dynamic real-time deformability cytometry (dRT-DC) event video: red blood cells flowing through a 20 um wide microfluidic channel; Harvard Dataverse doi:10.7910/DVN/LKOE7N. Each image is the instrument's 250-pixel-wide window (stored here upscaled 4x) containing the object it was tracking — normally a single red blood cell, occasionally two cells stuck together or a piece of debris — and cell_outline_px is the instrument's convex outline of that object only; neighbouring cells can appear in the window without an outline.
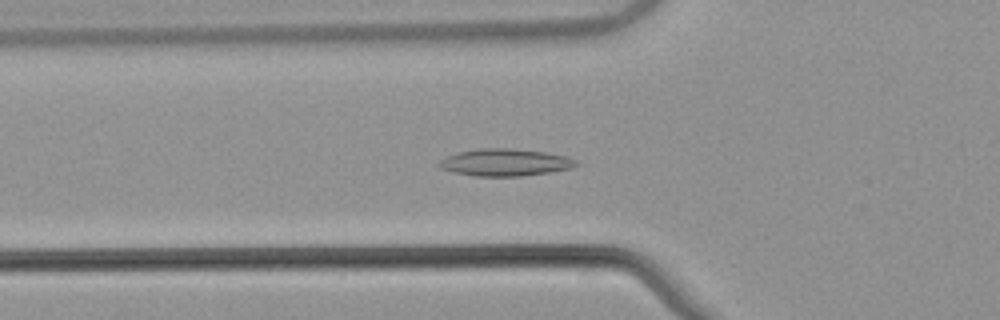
{"species": "common noctule bat (a hibernating species)", "species_latin": "Nyctalus noctula", "temperature_condition": "warm", "stored_images_in_passage": 54, "camera_frame_rate_fps": 3000, "um_per_image_px": 0.085, "animal": {"sex": "male", "body_mass_g": 21.5, "forearm_length_mm": 52.0}, "frame": {"image": 1, "passage_image": 19, "time_ms": 6.0, "image_size_px": [1000, 320], "cell_outline_px": [[580, 164], [572, 168], [552, 172], [520, 176], [476, 176], [456, 172], [440, 168], [436, 164], [440, 160], [448, 156], [460, 152], [484, 148], [508, 148], [544, 152], [568, 156], [576, 160]], "centroid_in_image_um": [42.99, 13.81], "position_along_channel_um": 82.8, "area_um2": 21.56}}
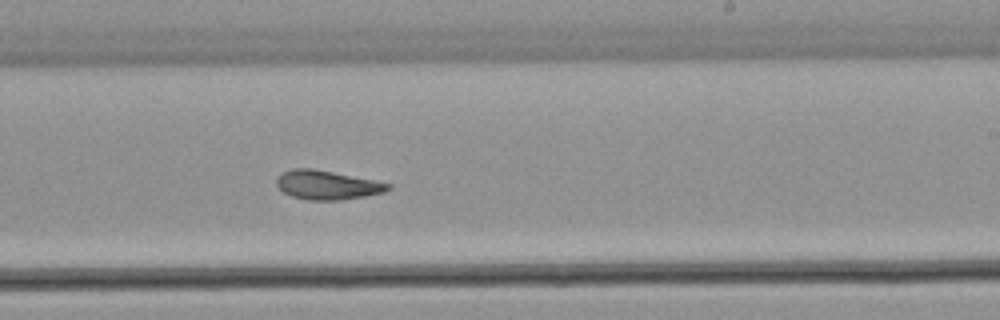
{"frame": {"image": 2, "passage_image": 33, "time_ms": 10.667, "image_size_px": [1000, 320], "cell_outline_px": [[392, 188], [384, 192], [364, 196], [340, 200], [308, 200], [292, 196], [284, 192], [276, 184], [276, 176], [280, 172], [292, 168], [312, 168], [392, 184]], "centroid_in_image_um": [27.76, 15.72], "position_along_channel_um": 261.2, "area_um2": 18.79}}
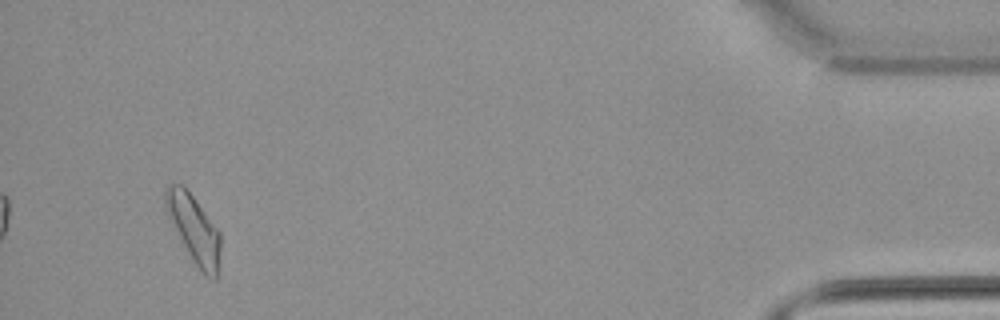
{"frame": {"image": 3, "passage_image": 51, "time_ms": 16.667, "image_size_px": [1000, 320], "cell_outline_px": [[220, 248], [216, 280], [212, 280], [204, 276], [192, 260], [168, 220], [164, 204], [164, 192], [168, 184], [180, 184], [192, 196], [220, 232]], "centroid_in_image_um": [16.45, 19.49], "position_along_channel_um": 418.8, "area_um2": 21.62}, "authors_computed_cell_mechanics": {"area_um2": 19.9699, "velocity_mm_per_s": 3.8268, "shape_relaxation_time_tau1_ms": null, "shape_relaxation_time_tau2_ms": 2.8085, "deformation_change_tau1": null, "deformation_change_tau2": 0.0968}}